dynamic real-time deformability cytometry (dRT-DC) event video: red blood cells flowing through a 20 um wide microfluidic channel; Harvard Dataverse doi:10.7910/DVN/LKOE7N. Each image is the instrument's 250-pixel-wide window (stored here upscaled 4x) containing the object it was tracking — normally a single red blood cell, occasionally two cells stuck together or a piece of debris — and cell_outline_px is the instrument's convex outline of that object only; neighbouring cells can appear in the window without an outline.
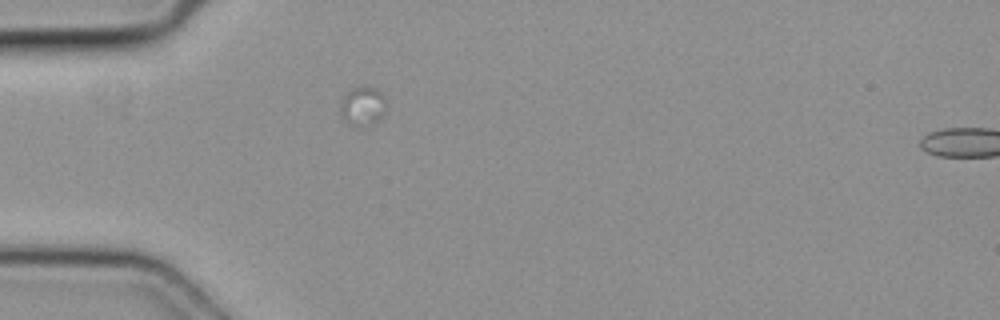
{"species": "common noctule bat (a hibernating species)", "species_latin": "Nyctalus noctula", "temperature_condition": "cold", "stored_images_in_passage": 2, "camera_frame_rate_fps": 3000, "um_per_image_px": 0.085, "animal": {"sex": "female", "body_mass_g": 19.3, "forearm_length_mm": 54.1}, "frame": {"image": 1, "passage_image": 1, "time_ms": 0.0, "image_size_px": [1000, 320], "cell_outline_px": [[384, 112], [368, 128], [360, 128], [352, 124], [340, 112], [340, 104], [344, 96], [352, 88], [360, 84], [368, 84], [376, 88], [384, 96]], "centroid_in_image_um": [30.83, 8.97], "position_along_channel_um": 54.2, "area_um2": 10.46}}